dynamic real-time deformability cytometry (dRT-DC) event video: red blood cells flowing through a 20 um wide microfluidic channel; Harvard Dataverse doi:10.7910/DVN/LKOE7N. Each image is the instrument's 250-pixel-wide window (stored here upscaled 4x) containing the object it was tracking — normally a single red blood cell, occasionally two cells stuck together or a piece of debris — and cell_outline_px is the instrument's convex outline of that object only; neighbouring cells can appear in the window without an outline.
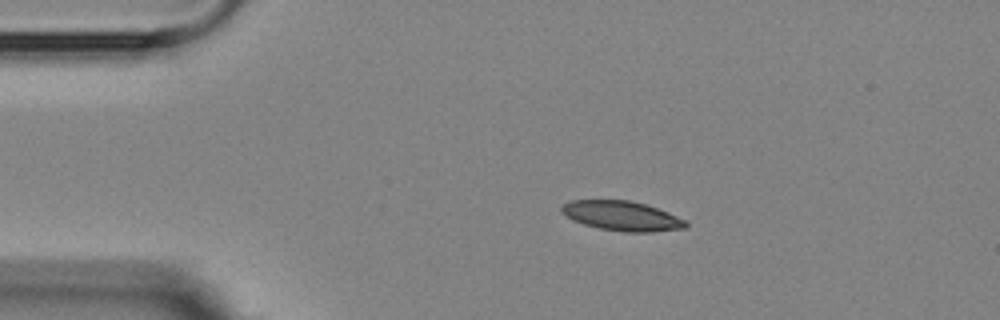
{"species": "Egyptian fruit bat (a non-hibernating species)", "species_latin": "Rousettus aegyptiacus", "temperature_condition": "room temperature", "stored_images_in_passage": 7, "camera_frame_rate_fps": 3000, "um_per_image_px": 0.085, "animal": {"sex": "female"}, "frame": {"image": 1, "passage_image": 2, "time_ms": 1.333, "image_size_px": [1000, 320], "cell_outline_px": [[688, 228], [652, 232], [624, 232], [600, 228], [584, 224], [572, 220], [560, 212], [560, 208], [568, 200], [628, 200], [644, 204], [668, 212], [688, 220]], "centroid_in_image_um": [52.88, 18.36], "position_along_channel_um": 32.1, "area_um2": 21.62}}
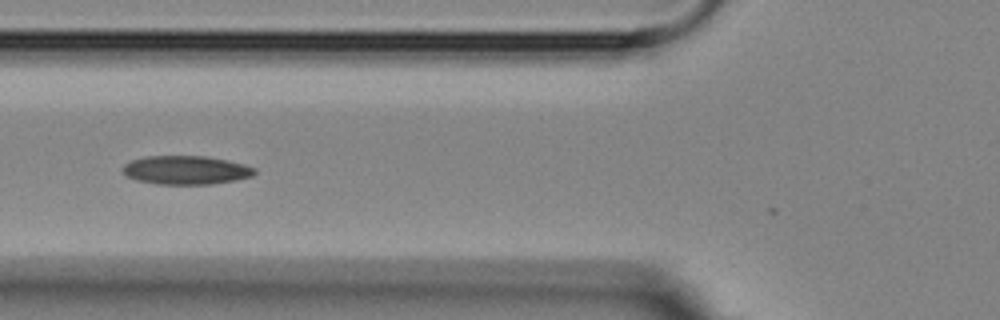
{"frame": {"image": 2, "passage_image": 5, "time_ms": 4.667, "image_size_px": [1000, 320], "cell_outline_px": [[256, 172], [252, 176], [236, 180], [212, 184], [156, 184], [136, 180], [128, 176], [124, 172], [124, 164], [132, 160], [144, 156], [204, 156], [228, 160], [244, 164], [256, 168]], "centroid_in_image_um": [15.84, 14.45], "position_along_channel_um": 110.0, "area_um2": 22.02}}
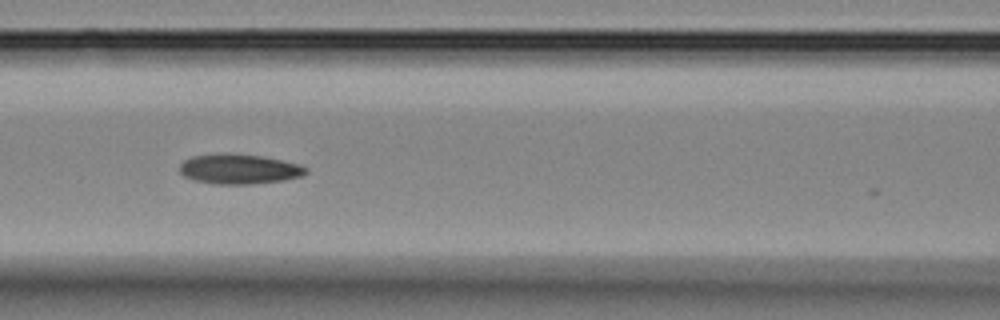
{"frame": {"image": 3, "passage_image": 6, "time_ms": 5.667, "image_size_px": [1000, 320], "cell_outline_px": [[308, 172], [300, 176], [284, 180], [248, 184], [216, 184], [192, 180], [184, 176], [180, 172], [180, 164], [184, 160], [192, 156], [216, 152], [232, 152], [264, 156], [296, 164], [308, 168]], "centroid_in_image_um": [20.27, 14.34], "position_along_channel_um": 146.3, "area_um2": 22.31}}